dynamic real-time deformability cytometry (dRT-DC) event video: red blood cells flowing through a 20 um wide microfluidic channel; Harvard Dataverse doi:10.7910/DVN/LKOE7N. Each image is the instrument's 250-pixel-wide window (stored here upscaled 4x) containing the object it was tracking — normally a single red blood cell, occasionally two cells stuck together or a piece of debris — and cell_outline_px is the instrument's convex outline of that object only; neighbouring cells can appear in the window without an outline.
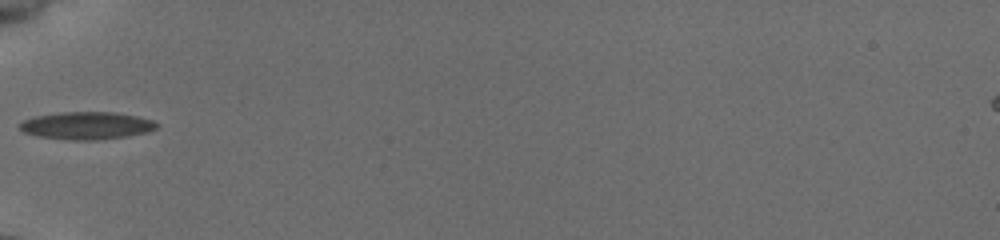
{"species": "common noctule bat (a hibernating species)", "species_latin": "Nyctalus noctula", "temperature_condition": "cold", "stored_images_in_passage": 34, "camera_frame_rate_fps": 3000, "um_per_image_px": 0.085, "animal": {"sex": "female", "body_mass_g": 19.5, "forearm_length_mm": 54.1}, "frame": {"image": 1, "passage_image": 1, "time_ms": 0.0, "image_size_px": [1000, 240], "cell_outline_px": [[160, 124], [156, 128], [148, 132], [128, 136], [100, 140], [72, 140], [36, 136], [24, 132], [20, 128], [20, 124], [24, 120], [32, 116], [60, 112], [116, 112], [136, 116], [152, 120]], "centroid_in_image_um": [7.38, 10.67], "position_along_channel_um": 77.6, "area_um2": 22.14}}
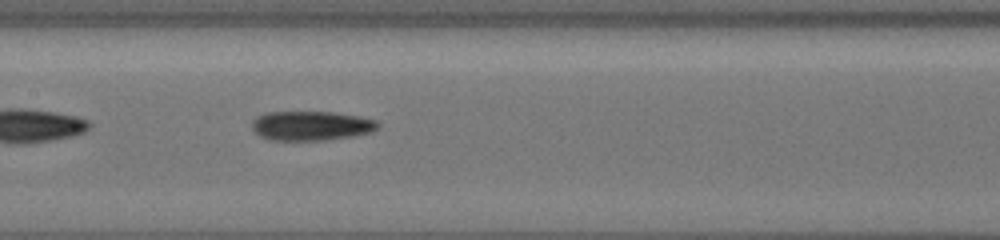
{"frame": {"image": 2, "passage_image": 9, "time_ms": 2.667, "image_size_px": [1000, 240], "cell_outline_px": [[380, 128], [372, 132], [352, 136], [328, 140], [268, 140], [260, 136], [252, 128], [252, 120], [256, 116], [264, 112], [332, 112], [360, 116], [376, 120], [380, 124]], "centroid_in_image_um": [26.46, 10.69], "position_along_channel_um": 180.9, "area_um2": 21.85}}
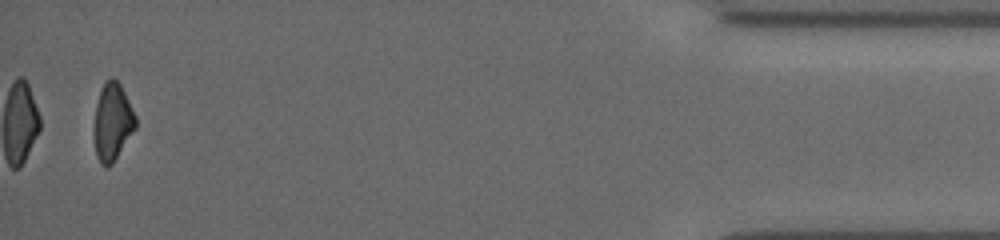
{"frame": {"image": 3, "passage_image": 33, "time_ms": 10.667, "image_size_px": [1000, 240], "cell_outline_px": [[136, 128], [112, 164], [108, 168], [104, 168], [100, 164], [96, 156], [92, 132], [92, 128], [96, 104], [100, 88], [104, 80], [112, 76], [120, 84], [136, 116]], "centroid_in_image_um": [9.51, 10.38], "position_along_channel_um": 425.7, "area_um2": 19.31}}